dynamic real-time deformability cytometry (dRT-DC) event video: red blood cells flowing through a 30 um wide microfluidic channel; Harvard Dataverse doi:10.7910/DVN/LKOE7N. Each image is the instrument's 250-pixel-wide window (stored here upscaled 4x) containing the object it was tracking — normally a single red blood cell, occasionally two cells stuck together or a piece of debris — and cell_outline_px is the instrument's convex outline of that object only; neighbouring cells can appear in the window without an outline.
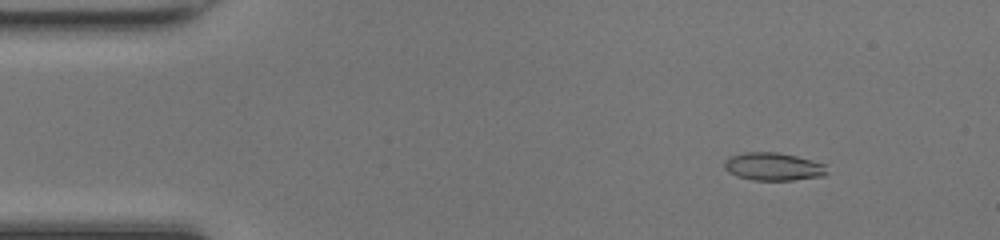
{"species": "common noctule bat (a hibernating species)", "species_latin": "Nyctalus noctula", "temperature_condition": "room temperature", "stored_images_in_passage": 49, "camera_frame_rate_fps": 3000, "um_per_image_px": 0.085, "animal": {"sex": "female", "body_mass_g": 17.0, "forearm_length_mm": 48.0}, "frame": {"image": 1, "passage_image": 6, "time_ms": 1.667, "image_size_px": [1000, 240], "cell_outline_px": [[828, 172], [824, 176], [792, 180], [752, 180], [736, 176], [728, 172], [724, 168], [724, 160], [728, 156], [744, 152], [776, 152], [796, 156], [812, 160], [824, 164]], "centroid_in_image_um": [65.69, 14.16], "position_along_channel_um": 19.3, "area_um2": 16.82}}
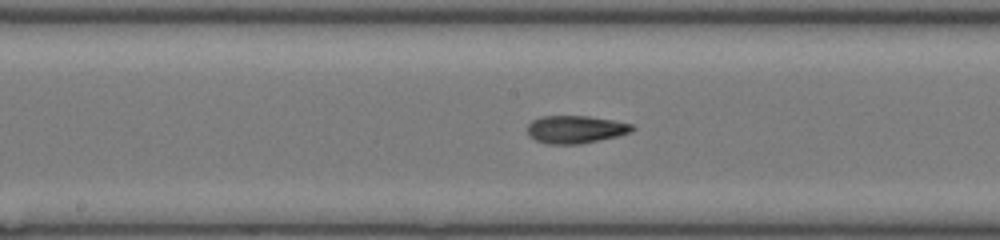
{"frame": {"image": 2, "passage_image": 25, "time_ms": 8.0, "image_size_px": [1000, 240], "cell_outline_px": [[636, 128], [632, 132], [616, 136], [580, 144], [548, 144], [536, 140], [528, 136], [528, 124], [532, 120], [540, 116], [588, 116], [612, 120], [632, 124]], "centroid_in_image_um": [48.91, 10.99], "position_along_channel_um": 199.3, "area_um2": 16.94}}
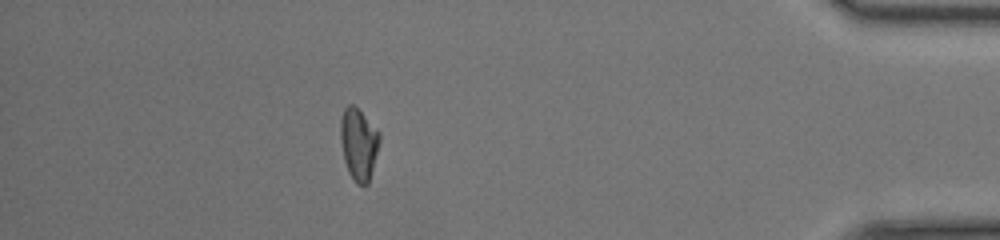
{"frame": {"image": 3, "passage_image": 43, "time_ms": 14.0, "image_size_px": [1000, 240], "cell_outline_px": [[380, 140], [368, 184], [364, 188], [356, 184], [352, 180], [348, 172], [344, 160], [340, 140], [340, 120], [344, 108], [348, 104], [352, 104], [380, 132]], "centroid_in_image_um": [30.47, 12.29], "position_along_channel_um": 404.7, "area_um2": 16.42}, "authors_computed_cell_mechanics": {"area_um2": 16.4152, "velocity_mm_per_s": 4.3027, "shape_relaxation_time_tau1_ms": 6.3089, "shape_relaxation_time_tau2_ms": 1.4672, "deformation_change_tau1": 0.2167, "deformation_change_tau2": 0.0749}}